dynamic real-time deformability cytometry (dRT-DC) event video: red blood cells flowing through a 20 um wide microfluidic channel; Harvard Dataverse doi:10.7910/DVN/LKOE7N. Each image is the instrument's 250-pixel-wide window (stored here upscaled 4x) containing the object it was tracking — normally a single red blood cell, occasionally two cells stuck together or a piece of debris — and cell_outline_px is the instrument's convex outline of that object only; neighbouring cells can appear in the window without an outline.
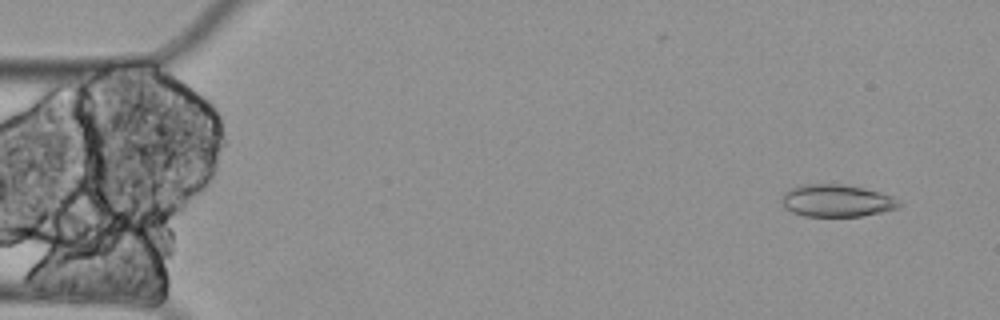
{"species": "Egyptian fruit bat (a non-hibernating species)", "species_latin": "Rousettus aegyptiacus", "temperature_condition": "cold", "stored_images_in_passage": 5, "segment_of_instrument_passage": [2, 2], "camera_frame_rate_fps": 3000, "um_per_image_px": 0.085, "animal": {"sex": "female"}, "frame": {"image": 1, "passage_image": 5, "time_ms": 1.333, "image_size_px": [1000, 320], "cell_outline_px": [[904, 204], [900, 208], [860, 216], [804, 216], [792, 212], [784, 208], [780, 200], [784, 192], [800, 184], [844, 184], [864, 188], [880, 192], [892, 196]], "centroid_in_image_um": [71.12, 17.05], "position_along_channel_um": 13.9, "area_um2": 22.31}}